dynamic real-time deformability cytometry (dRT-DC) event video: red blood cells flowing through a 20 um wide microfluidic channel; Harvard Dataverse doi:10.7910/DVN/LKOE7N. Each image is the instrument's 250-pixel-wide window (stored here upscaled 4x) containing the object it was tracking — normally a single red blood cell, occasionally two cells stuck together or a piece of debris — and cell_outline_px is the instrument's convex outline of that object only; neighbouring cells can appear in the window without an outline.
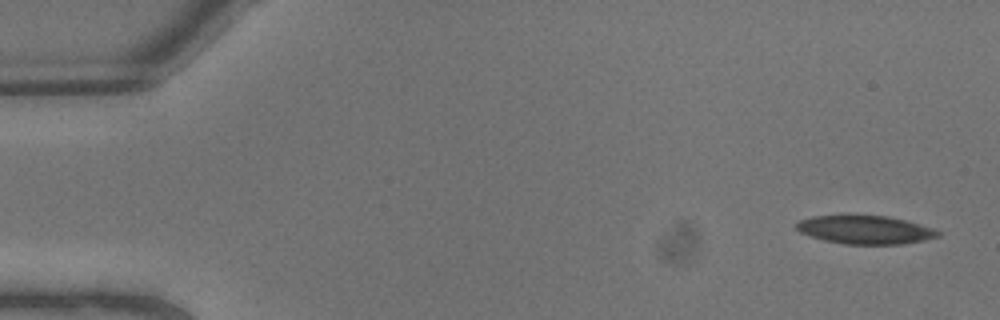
{"species": "common noctule bat (a hibernating species)", "species_latin": "Nyctalus noctula", "temperature_condition": "warm", "stored_images_in_passage": 9, "camera_frame_rate_fps": 3000, "um_per_image_px": 0.085, "animal": {"sex": "male", "body_mass_g": 13.3}, "frame": {"image": 1, "passage_image": 1, "time_ms": 0.0, "image_size_px": [1000, 320], "cell_outline_px": [[940, 236], [924, 240], [904, 244], [844, 244], [824, 240], [800, 232], [796, 228], [796, 224], [800, 220], [812, 216], [888, 216], [904, 220], [932, 228], [940, 232]], "centroid_in_image_um": [73.55, 19.54], "position_along_channel_um": 11.5, "area_um2": 23.06}}
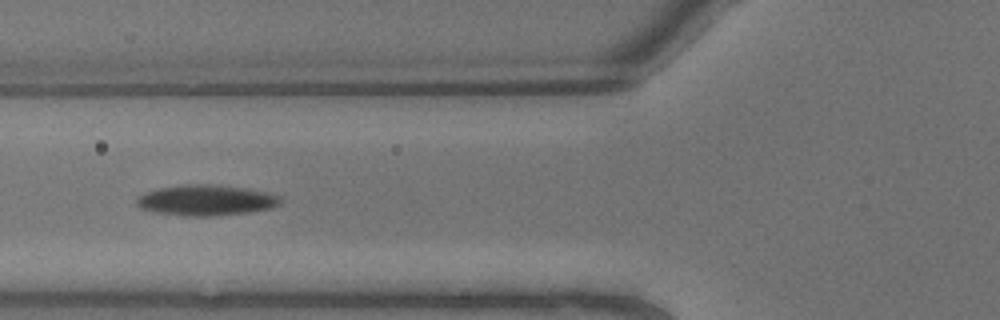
{"frame": {"image": 2, "passage_image": 8, "time_ms": 2.333, "image_size_px": [1000, 320], "cell_outline_px": [[280, 204], [272, 208], [252, 212], [212, 216], [180, 216], [156, 212], [140, 208], [136, 204], [136, 200], [144, 192], [156, 188], [188, 184], [204, 184], [244, 188], [272, 192], [280, 196]], "centroid_in_image_um": [17.53, 17.02], "position_along_channel_um": 108.3, "area_um2": 25.89}}
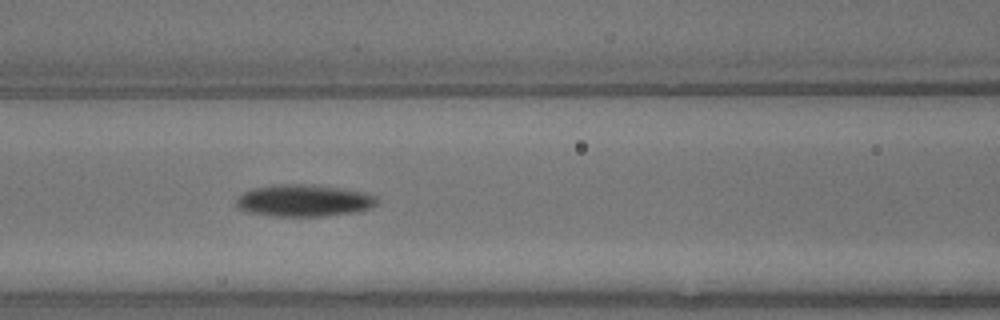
{"frame": {"image": 3, "passage_image": 9, "time_ms": 2.667, "image_size_px": [1000, 320], "cell_outline_px": [[376, 204], [372, 208], [352, 212], [324, 216], [276, 216], [248, 212], [240, 208], [236, 204], [236, 200], [244, 192], [252, 188], [272, 184], [304, 184], [344, 188], [364, 192], [376, 196]], "centroid_in_image_um": [25.83, 17.04], "position_along_channel_um": 140.8, "area_um2": 26.13}}